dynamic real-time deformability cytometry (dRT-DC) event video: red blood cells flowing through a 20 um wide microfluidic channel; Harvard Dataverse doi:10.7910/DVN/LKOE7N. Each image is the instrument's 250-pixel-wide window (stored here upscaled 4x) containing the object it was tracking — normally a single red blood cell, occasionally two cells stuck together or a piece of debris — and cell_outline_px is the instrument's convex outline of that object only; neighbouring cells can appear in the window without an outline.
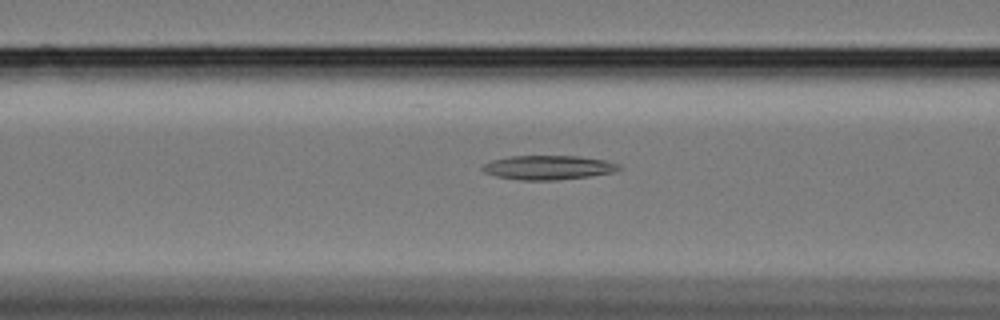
{"species": "Egyptian fruit bat (a non-hibernating species)", "species_latin": "Rousettus aegyptiacus", "temperature_condition": "cold", "stored_images_in_passage": 31, "camera_frame_rate_fps": 3000, "um_per_image_px": 0.085, "animal": {"sex": "female"}, "frame": {"image": 1, "passage_image": 6, "time_ms": 1.667, "image_size_px": [1000, 320], "cell_outline_px": [[620, 168], [612, 172], [588, 176], [556, 180], [520, 180], [496, 176], [484, 172], [480, 168], [484, 164], [492, 160], [508, 156], [580, 156], [604, 160], [620, 164]], "centroid_in_image_um": [46.56, 14.23], "position_along_channel_um": 120.0, "area_um2": 19.13}}
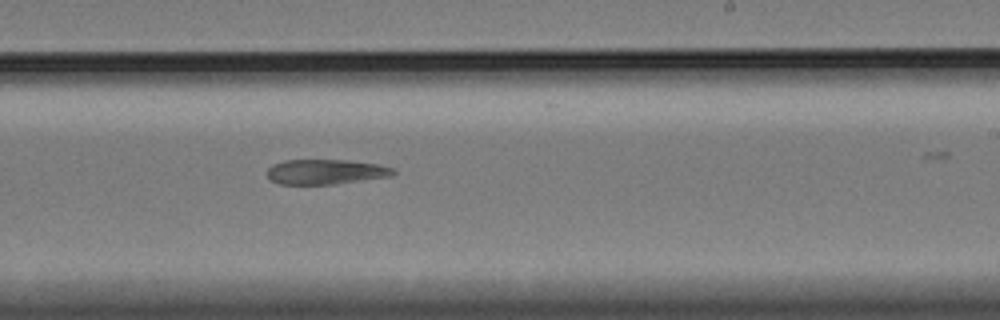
{"frame": {"image": 2, "passage_image": 19, "time_ms": 6.0, "image_size_px": [1000, 320], "cell_outline_px": [[396, 172], [392, 176], [332, 184], [280, 184], [272, 180], [268, 176], [268, 168], [272, 164], [284, 160], [348, 160], [380, 164], [396, 168]], "centroid_in_image_um": [27.73, 14.59], "position_along_channel_um": 261.3, "area_um2": 18.38}}
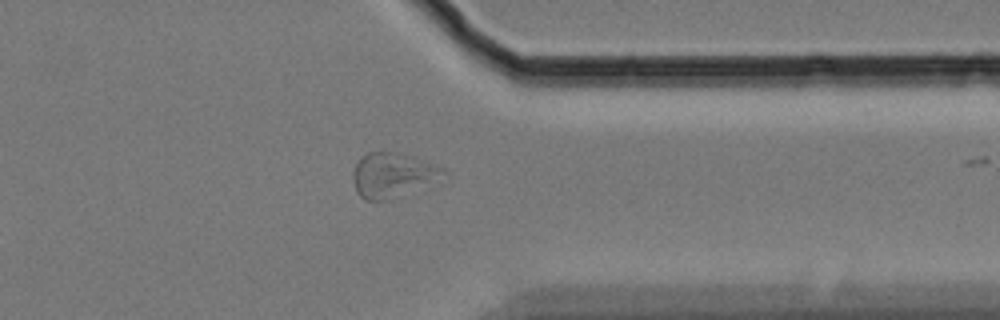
{"frame": {"image": 3, "passage_image": 30, "time_ms": 9.667, "image_size_px": [1000, 320], "cell_outline_px": [[452, 176], [384, 200], [364, 200], [356, 192], [352, 180], [352, 172], [360, 156], [368, 152], [400, 152], [444, 168]], "centroid_in_image_um": [33.39, 14.86], "position_along_channel_um": 378.0, "area_um2": 23.64}}